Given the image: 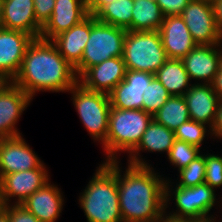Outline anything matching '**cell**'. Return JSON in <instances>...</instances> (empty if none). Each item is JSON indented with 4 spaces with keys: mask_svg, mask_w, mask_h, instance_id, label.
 Masks as SVG:
<instances>
[{
    "mask_svg": "<svg viewBox=\"0 0 222 222\" xmlns=\"http://www.w3.org/2000/svg\"><path fill=\"white\" fill-rule=\"evenodd\" d=\"M120 162L117 183L123 222H153L165 210V174L160 175L154 165L126 163L124 170Z\"/></svg>",
    "mask_w": 222,
    "mask_h": 222,
    "instance_id": "cell-1",
    "label": "cell"
},
{
    "mask_svg": "<svg viewBox=\"0 0 222 222\" xmlns=\"http://www.w3.org/2000/svg\"><path fill=\"white\" fill-rule=\"evenodd\" d=\"M11 82L33 99L39 92L66 93L78 78L74 67L51 41L36 38L27 47L19 72Z\"/></svg>",
    "mask_w": 222,
    "mask_h": 222,
    "instance_id": "cell-2",
    "label": "cell"
},
{
    "mask_svg": "<svg viewBox=\"0 0 222 222\" xmlns=\"http://www.w3.org/2000/svg\"><path fill=\"white\" fill-rule=\"evenodd\" d=\"M98 164L78 197L87 222H123L119 205L117 160Z\"/></svg>",
    "mask_w": 222,
    "mask_h": 222,
    "instance_id": "cell-3",
    "label": "cell"
},
{
    "mask_svg": "<svg viewBox=\"0 0 222 222\" xmlns=\"http://www.w3.org/2000/svg\"><path fill=\"white\" fill-rule=\"evenodd\" d=\"M152 119L144 110L111 107L106 141L101 146L103 162L122 160V153L129 154L139 144Z\"/></svg>",
    "mask_w": 222,
    "mask_h": 222,
    "instance_id": "cell-4",
    "label": "cell"
},
{
    "mask_svg": "<svg viewBox=\"0 0 222 222\" xmlns=\"http://www.w3.org/2000/svg\"><path fill=\"white\" fill-rule=\"evenodd\" d=\"M165 179V210L172 215L180 218L211 215V211L220 206L222 197L217 199L218 194L206 182L192 187H182L176 186L173 179L171 180L167 175ZM173 201L174 206L171 205ZM170 206L173 207L172 210Z\"/></svg>",
    "mask_w": 222,
    "mask_h": 222,
    "instance_id": "cell-5",
    "label": "cell"
},
{
    "mask_svg": "<svg viewBox=\"0 0 222 222\" xmlns=\"http://www.w3.org/2000/svg\"><path fill=\"white\" fill-rule=\"evenodd\" d=\"M67 93L71 94L75 111L89 136L102 145L108 133L109 95L88 90L78 82Z\"/></svg>",
    "mask_w": 222,
    "mask_h": 222,
    "instance_id": "cell-6",
    "label": "cell"
},
{
    "mask_svg": "<svg viewBox=\"0 0 222 222\" xmlns=\"http://www.w3.org/2000/svg\"><path fill=\"white\" fill-rule=\"evenodd\" d=\"M127 30L100 22L90 14V36L81 63L75 68L79 78L88 68L112 57H122Z\"/></svg>",
    "mask_w": 222,
    "mask_h": 222,
    "instance_id": "cell-7",
    "label": "cell"
},
{
    "mask_svg": "<svg viewBox=\"0 0 222 222\" xmlns=\"http://www.w3.org/2000/svg\"><path fill=\"white\" fill-rule=\"evenodd\" d=\"M122 58L127 70L152 74L168 60L158 30L127 31Z\"/></svg>",
    "mask_w": 222,
    "mask_h": 222,
    "instance_id": "cell-8",
    "label": "cell"
},
{
    "mask_svg": "<svg viewBox=\"0 0 222 222\" xmlns=\"http://www.w3.org/2000/svg\"><path fill=\"white\" fill-rule=\"evenodd\" d=\"M47 168H35L4 175L0 179L1 205H21L51 180Z\"/></svg>",
    "mask_w": 222,
    "mask_h": 222,
    "instance_id": "cell-9",
    "label": "cell"
},
{
    "mask_svg": "<svg viewBox=\"0 0 222 222\" xmlns=\"http://www.w3.org/2000/svg\"><path fill=\"white\" fill-rule=\"evenodd\" d=\"M197 45L222 44L213 6L205 0H191L180 15Z\"/></svg>",
    "mask_w": 222,
    "mask_h": 222,
    "instance_id": "cell-10",
    "label": "cell"
},
{
    "mask_svg": "<svg viewBox=\"0 0 222 222\" xmlns=\"http://www.w3.org/2000/svg\"><path fill=\"white\" fill-rule=\"evenodd\" d=\"M32 101L23 89L11 81L0 87V139L22 135L17 124Z\"/></svg>",
    "mask_w": 222,
    "mask_h": 222,
    "instance_id": "cell-11",
    "label": "cell"
},
{
    "mask_svg": "<svg viewBox=\"0 0 222 222\" xmlns=\"http://www.w3.org/2000/svg\"><path fill=\"white\" fill-rule=\"evenodd\" d=\"M46 167L24 135L0 139V179L6 174Z\"/></svg>",
    "mask_w": 222,
    "mask_h": 222,
    "instance_id": "cell-12",
    "label": "cell"
},
{
    "mask_svg": "<svg viewBox=\"0 0 222 222\" xmlns=\"http://www.w3.org/2000/svg\"><path fill=\"white\" fill-rule=\"evenodd\" d=\"M194 84H211L222 61V44L197 45L182 59Z\"/></svg>",
    "mask_w": 222,
    "mask_h": 222,
    "instance_id": "cell-13",
    "label": "cell"
},
{
    "mask_svg": "<svg viewBox=\"0 0 222 222\" xmlns=\"http://www.w3.org/2000/svg\"><path fill=\"white\" fill-rule=\"evenodd\" d=\"M33 37L25 32L0 26V76L12 81L19 72L23 57Z\"/></svg>",
    "mask_w": 222,
    "mask_h": 222,
    "instance_id": "cell-14",
    "label": "cell"
},
{
    "mask_svg": "<svg viewBox=\"0 0 222 222\" xmlns=\"http://www.w3.org/2000/svg\"><path fill=\"white\" fill-rule=\"evenodd\" d=\"M126 71L123 58L112 57L88 68L78 78V83L88 90L109 94L124 80Z\"/></svg>",
    "mask_w": 222,
    "mask_h": 222,
    "instance_id": "cell-15",
    "label": "cell"
},
{
    "mask_svg": "<svg viewBox=\"0 0 222 222\" xmlns=\"http://www.w3.org/2000/svg\"><path fill=\"white\" fill-rule=\"evenodd\" d=\"M154 77L149 72L127 70L124 80L108 94L111 107L142 110L145 88Z\"/></svg>",
    "mask_w": 222,
    "mask_h": 222,
    "instance_id": "cell-16",
    "label": "cell"
},
{
    "mask_svg": "<svg viewBox=\"0 0 222 222\" xmlns=\"http://www.w3.org/2000/svg\"><path fill=\"white\" fill-rule=\"evenodd\" d=\"M175 140L174 131L156 122L154 119L149 123L147 130L139 144L127 155V163L136 166H152L151 160H145L142 153H160L168 155ZM142 152V153H141Z\"/></svg>",
    "mask_w": 222,
    "mask_h": 222,
    "instance_id": "cell-17",
    "label": "cell"
},
{
    "mask_svg": "<svg viewBox=\"0 0 222 222\" xmlns=\"http://www.w3.org/2000/svg\"><path fill=\"white\" fill-rule=\"evenodd\" d=\"M88 15L86 0H55L52 15L42 27L40 38L51 41Z\"/></svg>",
    "mask_w": 222,
    "mask_h": 222,
    "instance_id": "cell-18",
    "label": "cell"
},
{
    "mask_svg": "<svg viewBox=\"0 0 222 222\" xmlns=\"http://www.w3.org/2000/svg\"><path fill=\"white\" fill-rule=\"evenodd\" d=\"M0 26L40 38L42 26L36 21L33 0H3Z\"/></svg>",
    "mask_w": 222,
    "mask_h": 222,
    "instance_id": "cell-19",
    "label": "cell"
},
{
    "mask_svg": "<svg viewBox=\"0 0 222 222\" xmlns=\"http://www.w3.org/2000/svg\"><path fill=\"white\" fill-rule=\"evenodd\" d=\"M61 188L50 180L30 195L21 205L40 222H57L62 216L65 196Z\"/></svg>",
    "mask_w": 222,
    "mask_h": 222,
    "instance_id": "cell-20",
    "label": "cell"
},
{
    "mask_svg": "<svg viewBox=\"0 0 222 222\" xmlns=\"http://www.w3.org/2000/svg\"><path fill=\"white\" fill-rule=\"evenodd\" d=\"M158 31L168 59L181 60L197 46L180 15L165 16Z\"/></svg>",
    "mask_w": 222,
    "mask_h": 222,
    "instance_id": "cell-21",
    "label": "cell"
},
{
    "mask_svg": "<svg viewBox=\"0 0 222 222\" xmlns=\"http://www.w3.org/2000/svg\"><path fill=\"white\" fill-rule=\"evenodd\" d=\"M191 120L206 124L211 128L218 103V95L213 90L212 84H192L184 94Z\"/></svg>",
    "mask_w": 222,
    "mask_h": 222,
    "instance_id": "cell-22",
    "label": "cell"
},
{
    "mask_svg": "<svg viewBox=\"0 0 222 222\" xmlns=\"http://www.w3.org/2000/svg\"><path fill=\"white\" fill-rule=\"evenodd\" d=\"M90 36V14L69 30L54 37L51 42L66 61L74 67L81 63V58Z\"/></svg>",
    "mask_w": 222,
    "mask_h": 222,
    "instance_id": "cell-23",
    "label": "cell"
},
{
    "mask_svg": "<svg viewBox=\"0 0 222 222\" xmlns=\"http://www.w3.org/2000/svg\"><path fill=\"white\" fill-rule=\"evenodd\" d=\"M171 96H184L193 82L190 81L182 60L168 59L154 74Z\"/></svg>",
    "mask_w": 222,
    "mask_h": 222,
    "instance_id": "cell-24",
    "label": "cell"
},
{
    "mask_svg": "<svg viewBox=\"0 0 222 222\" xmlns=\"http://www.w3.org/2000/svg\"><path fill=\"white\" fill-rule=\"evenodd\" d=\"M131 31L159 30L164 15L155 0H133Z\"/></svg>",
    "mask_w": 222,
    "mask_h": 222,
    "instance_id": "cell-25",
    "label": "cell"
},
{
    "mask_svg": "<svg viewBox=\"0 0 222 222\" xmlns=\"http://www.w3.org/2000/svg\"><path fill=\"white\" fill-rule=\"evenodd\" d=\"M153 119L175 132L179 126L190 120L184 96H171L153 115Z\"/></svg>",
    "mask_w": 222,
    "mask_h": 222,
    "instance_id": "cell-26",
    "label": "cell"
},
{
    "mask_svg": "<svg viewBox=\"0 0 222 222\" xmlns=\"http://www.w3.org/2000/svg\"><path fill=\"white\" fill-rule=\"evenodd\" d=\"M133 0H116L103 6L94 16L100 22L131 31Z\"/></svg>",
    "mask_w": 222,
    "mask_h": 222,
    "instance_id": "cell-27",
    "label": "cell"
},
{
    "mask_svg": "<svg viewBox=\"0 0 222 222\" xmlns=\"http://www.w3.org/2000/svg\"><path fill=\"white\" fill-rule=\"evenodd\" d=\"M174 134L175 139L193 144L200 149H202V145L204 144L203 141L206 142V138L208 140L209 137L210 140H213L209 126L191 119L179 126Z\"/></svg>",
    "mask_w": 222,
    "mask_h": 222,
    "instance_id": "cell-28",
    "label": "cell"
},
{
    "mask_svg": "<svg viewBox=\"0 0 222 222\" xmlns=\"http://www.w3.org/2000/svg\"><path fill=\"white\" fill-rule=\"evenodd\" d=\"M205 152H202L189 165L177 172L176 186L192 187L205 182Z\"/></svg>",
    "mask_w": 222,
    "mask_h": 222,
    "instance_id": "cell-29",
    "label": "cell"
},
{
    "mask_svg": "<svg viewBox=\"0 0 222 222\" xmlns=\"http://www.w3.org/2000/svg\"><path fill=\"white\" fill-rule=\"evenodd\" d=\"M204 149L175 139L166 159L170 165L177 168V171L187 167L196 157H198Z\"/></svg>",
    "mask_w": 222,
    "mask_h": 222,
    "instance_id": "cell-30",
    "label": "cell"
},
{
    "mask_svg": "<svg viewBox=\"0 0 222 222\" xmlns=\"http://www.w3.org/2000/svg\"><path fill=\"white\" fill-rule=\"evenodd\" d=\"M171 97L162 83L154 77L143 94L142 110L154 115Z\"/></svg>",
    "mask_w": 222,
    "mask_h": 222,
    "instance_id": "cell-31",
    "label": "cell"
},
{
    "mask_svg": "<svg viewBox=\"0 0 222 222\" xmlns=\"http://www.w3.org/2000/svg\"><path fill=\"white\" fill-rule=\"evenodd\" d=\"M207 151L205 152V182L217 191L222 187V154Z\"/></svg>",
    "mask_w": 222,
    "mask_h": 222,
    "instance_id": "cell-32",
    "label": "cell"
},
{
    "mask_svg": "<svg viewBox=\"0 0 222 222\" xmlns=\"http://www.w3.org/2000/svg\"><path fill=\"white\" fill-rule=\"evenodd\" d=\"M7 212L10 222H40L23 205H1Z\"/></svg>",
    "mask_w": 222,
    "mask_h": 222,
    "instance_id": "cell-33",
    "label": "cell"
},
{
    "mask_svg": "<svg viewBox=\"0 0 222 222\" xmlns=\"http://www.w3.org/2000/svg\"><path fill=\"white\" fill-rule=\"evenodd\" d=\"M36 21L43 27L50 19L55 0H33Z\"/></svg>",
    "mask_w": 222,
    "mask_h": 222,
    "instance_id": "cell-34",
    "label": "cell"
},
{
    "mask_svg": "<svg viewBox=\"0 0 222 222\" xmlns=\"http://www.w3.org/2000/svg\"><path fill=\"white\" fill-rule=\"evenodd\" d=\"M160 7L164 17L181 15L184 8L191 0H155Z\"/></svg>",
    "mask_w": 222,
    "mask_h": 222,
    "instance_id": "cell-35",
    "label": "cell"
},
{
    "mask_svg": "<svg viewBox=\"0 0 222 222\" xmlns=\"http://www.w3.org/2000/svg\"><path fill=\"white\" fill-rule=\"evenodd\" d=\"M210 130H211V136L213 139L216 140V142L222 140V100H220L218 103L215 119Z\"/></svg>",
    "mask_w": 222,
    "mask_h": 222,
    "instance_id": "cell-36",
    "label": "cell"
},
{
    "mask_svg": "<svg viewBox=\"0 0 222 222\" xmlns=\"http://www.w3.org/2000/svg\"><path fill=\"white\" fill-rule=\"evenodd\" d=\"M116 0H86L88 13L95 15L103 6Z\"/></svg>",
    "mask_w": 222,
    "mask_h": 222,
    "instance_id": "cell-37",
    "label": "cell"
},
{
    "mask_svg": "<svg viewBox=\"0 0 222 222\" xmlns=\"http://www.w3.org/2000/svg\"><path fill=\"white\" fill-rule=\"evenodd\" d=\"M211 84L219 99L222 100V61L219 66V70Z\"/></svg>",
    "mask_w": 222,
    "mask_h": 222,
    "instance_id": "cell-38",
    "label": "cell"
},
{
    "mask_svg": "<svg viewBox=\"0 0 222 222\" xmlns=\"http://www.w3.org/2000/svg\"><path fill=\"white\" fill-rule=\"evenodd\" d=\"M213 12L218 31L222 34V0L214 3Z\"/></svg>",
    "mask_w": 222,
    "mask_h": 222,
    "instance_id": "cell-39",
    "label": "cell"
},
{
    "mask_svg": "<svg viewBox=\"0 0 222 222\" xmlns=\"http://www.w3.org/2000/svg\"><path fill=\"white\" fill-rule=\"evenodd\" d=\"M153 222H183V218L172 215L164 210Z\"/></svg>",
    "mask_w": 222,
    "mask_h": 222,
    "instance_id": "cell-40",
    "label": "cell"
},
{
    "mask_svg": "<svg viewBox=\"0 0 222 222\" xmlns=\"http://www.w3.org/2000/svg\"><path fill=\"white\" fill-rule=\"evenodd\" d=\"M213 213L211 215L183 218V222H217L216 214L215 212Z\"/></svg>",
    "mask_w": 222,
    "mask_h": 222,
    "instance_id": "cell-41",
    "label": "cell"
},
{
    "mask_svg": "<svg viewBox=\"0 0 222 222\" xmlns=\"http://www.w3.org/2000/svg\"><path fill=\"white\" fill-rule=\"evenodd\" d=\"M0 222H10L7 212L0 207Z\"/></svg>",
    "mask_w": 222,
    "mask_h": 222,
    "instance_id": "cell-42",
    "label": "cell"
},
{
    "mask_svg": "<svg viewBox=\"0 0 222 222\" xmlns=\"http://www.w3.org/2000/svg\"><path fill=\"white\" fill-rule=\"evenodd\" d=\"M221 206H222V200H221V203H220L219 208H220ZM221 208H222V207H221ZM220 211H221V210L219 209V212L217 211L216 213L222 214V213H221L222 211H221V212H220ZM220 216H221V219H220ZM220 216L216 214V218L218 219V217H219V219L217 220V222H222V215H220Z\"/></svg>",
    "mask_w": 222,
    "mask_h": 222,
    "instance_id": "cell-43",
    "label": "cell"
},
{
    "mask_svg": "<svg viewBox=\"0 0 222 222\" xmlns=\"http://www.w3.org/2000/svg\"><path fill=\"white\" fill-rule=\"evenodd\" d=\"M207 1L209 4L213 5L214 3L220 1V0H205Z\"/></svg>",
    "mask_w": 222,
    "mask_h": 222,
    "instance_id": "cell-44",
    "label": "cell"
},
{
    "mask_svg": "<svg viewBox=\"0 0 222 222\" xmlns=\"http://www.w3.org/2000/svg\"><path fill=\"white\" fill-rule=\"evenodd\" d=\"M6 82L1 76H0V87Z\"/></svg>",
    "mask_w": 222,
    "mask_h": 222,
    "instance_id": "cell-45",
    "label": "cell"
},
{
    "mask_svg": "<svg viewBox=\"0 0 222 222\" xmlns=\"http://www.w3.org/2000/svg\"><path fill=\"white\" fill-rule=\"evenodd\" d=\"M2 2H3V0H0V10H1V7H2Z\"/></svg>",
    "mask_w": 222,
    "mask_h": 222,
    "instance_id": "cell-46",
    "label": "cell"
}]
</instances>
